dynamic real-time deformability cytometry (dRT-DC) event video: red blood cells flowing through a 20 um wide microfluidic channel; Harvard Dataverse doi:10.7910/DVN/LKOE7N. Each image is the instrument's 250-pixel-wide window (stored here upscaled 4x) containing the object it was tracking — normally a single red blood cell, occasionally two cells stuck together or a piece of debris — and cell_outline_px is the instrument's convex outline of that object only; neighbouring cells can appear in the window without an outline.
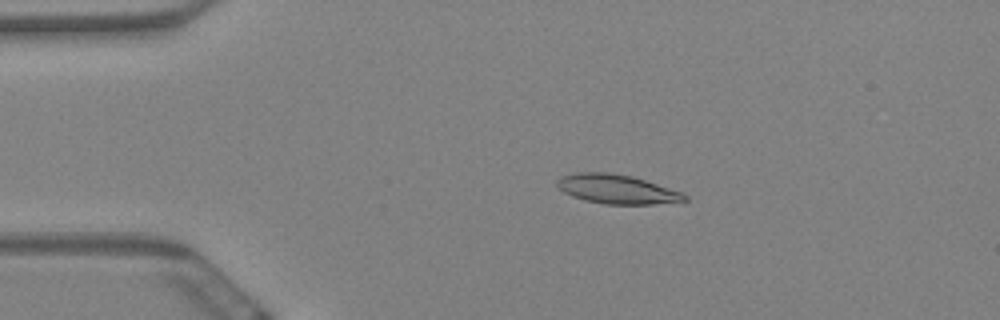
{"species": "Egyptian fruit bat (a non-hibernating species)", "species_latin": "Rousettus aegyptiacus", "temperature_condition": "warm", "stored_images_in_passage": 58, "camera_frame_rate_fps": 3000, "um_per_image_px": 0.085, "animal": {"sex": "female"}, "frame": {"image": 1, "passage_image": 11, "time_ms": 3.333, "image_size_px": [1000, 320], "cell_outline_px": [[688, 200], [652, 204], [604, 204], [584, 200], [572, 196], [564, 192], [556, 184], [556, 180], [564, 176], [576, 172], [608, 172], [632, 176], [680, 192], [688, 196]], "centroid_in_image_um": [52.4, 16.08], "position_along_channel_um": 32.6, "area_um2": 21.39}}
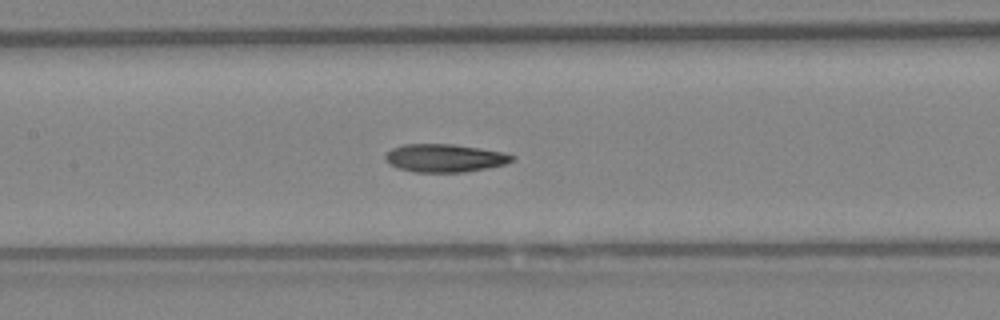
{"frame": {"image": 2, "passage_image": 27, "time_ms": 8.667, "image_size_px": [1000, 320], "cell_outline_px": [[516, 160], [504, 164], [488, 168], [464, 172], [416, 172], [396, 168], [388, 164], [384, 160], [384, 156], [392, 148], [404, 144], [452, 144], [480, 148], [504, 152], [516, 156]], "centroid_in_image_um": [37.8, 13.43], "position_along_channel_um": 169.6, "area_um2": 20.92}}
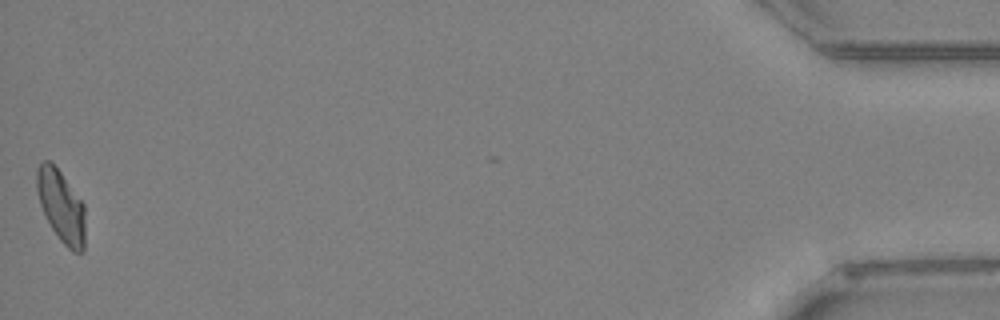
{"frame": {"image": 3, "passage_image": 58, "time_ms": 19.0, "image_size_px": [1000, 320], "cell_outline_px": [[84, 252], [72, 252], [60, 240], [44, 216], [40, 204], [36, 188], [36, 168], [44, 160], [48, 160], [60, 172], [84, 204]], "centroid_in_image_um": [5.18, 17.54], "position_along_channel_um": 430.0, "area_um2": 20.17}, "authors_computed_cell_mechanics": {"area_um2": 20.9814, "velocity_mm_per_s": 3.4529, "shape_relaxation_time_tau1_ms": null, "shape_relaxation_time_tau2_ms": 4.1877, "deformation_change_tau1": null, "deformation_change_tau2": 0.103}}